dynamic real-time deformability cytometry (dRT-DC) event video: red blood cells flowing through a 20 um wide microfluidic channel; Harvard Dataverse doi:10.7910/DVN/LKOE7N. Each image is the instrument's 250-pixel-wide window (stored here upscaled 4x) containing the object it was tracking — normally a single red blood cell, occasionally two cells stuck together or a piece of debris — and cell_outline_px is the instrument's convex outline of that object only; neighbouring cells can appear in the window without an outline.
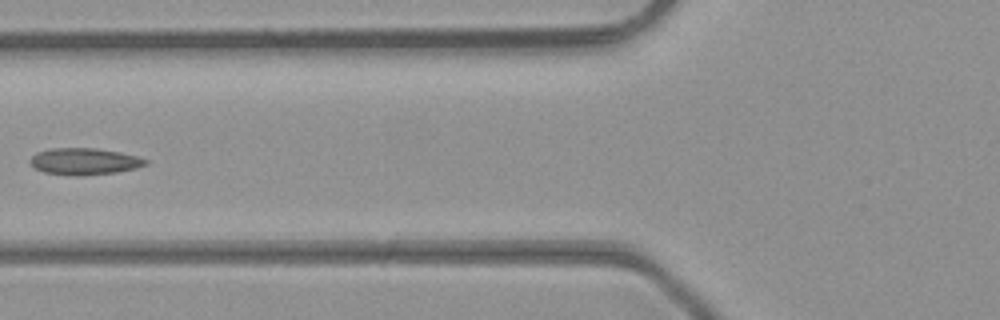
{"species": "common noctule bat (a hibernating species)", "species_latin": "Nyctalus noctula", "temperature_condition": "room temperature", "stored_images_in_passage": 4, "camera_frame_rate_fps": 3000, "um_per_image_px": 0.085, "animal": {"sex": "male", "body_mass_g": 23.1, "forearm_length_mm": 52.7}, "frame": {"image": 1, "passage_image": 4, "time_ms": 1.0, "image_size_px": [1000, 320], "cell_outline_px": [[148, 164], [136, 168], [116, 172], [80, 176], [72, 176], [44, 172], [36, 168], [28, 160], [36, 152], [52, 148], [96, 148], [120, 152], [140, 156], [148, 160]], "centroid_in_image_um": [7.2, 13.72], "position_along_channel_um": 118.6, "area_um2": 18.09}}